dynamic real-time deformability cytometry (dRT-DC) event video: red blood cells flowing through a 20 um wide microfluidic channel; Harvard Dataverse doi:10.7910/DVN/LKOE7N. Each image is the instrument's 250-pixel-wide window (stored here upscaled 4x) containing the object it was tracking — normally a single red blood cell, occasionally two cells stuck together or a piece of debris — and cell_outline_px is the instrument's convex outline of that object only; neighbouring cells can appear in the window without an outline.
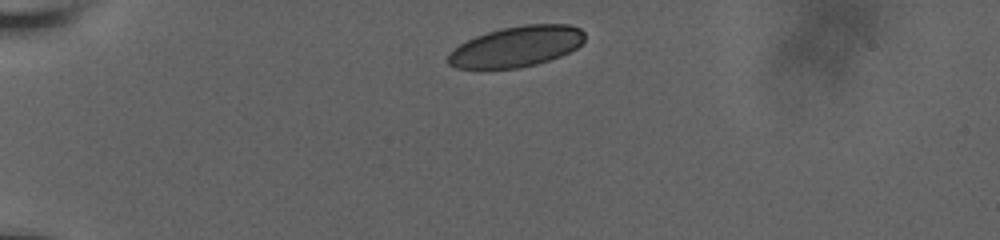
{"species": "human", "species_latin": "Homo sapiens", "temperature_condition": "room temperature", "stored_images_in_passage": 9, "camera_frame_rate_fps": 3000, "um_per_image_px": 0.085, "donor": {"sex": "male"}, "frame": {"image": 1, "passage_image": 1, "time_ms": 0.0, "image_size_px": [1000, 240], "cell_outline_px": [[584, 40], [576, 48], [560, 56], [536, 64], [520, 68], [456, 68], [448, 64], [444, 60], [460, 44], [476, 36], [488, 32], [504, 28], [524, 24], [568, 24], [580, 28], [584, 32]], "centroid_in_image_um": [43.91, 3.95], "position_along_channel_um": 41.1, "area_um2": 32.08}}
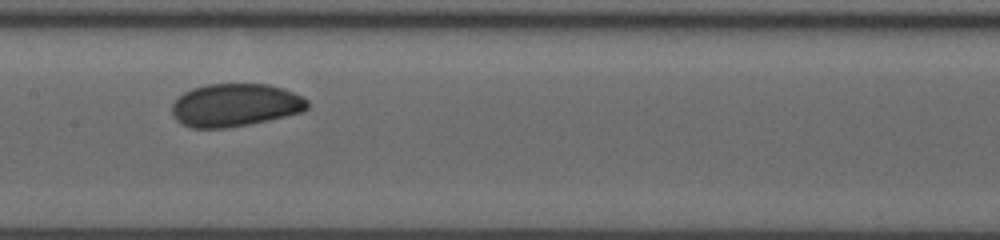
{"frame": {"image": 2, "passage_image": 6, "time_ms": 5.333, "image_size_px": [1000, 240], "cell_outline_px": [[308, 108], [304, 112], [268, 120], [248, 124], [224, 128], [192, 128], [176, 120], [172, 112], [172, 104], [184, 92], [192, 88], [208, 84], [268, 84], [284, 88], [308, 100]], "centroid_in_image_um": [20.01, 8.93], "position_along_channel_um": 187.4, "area_um2": 33.81}}
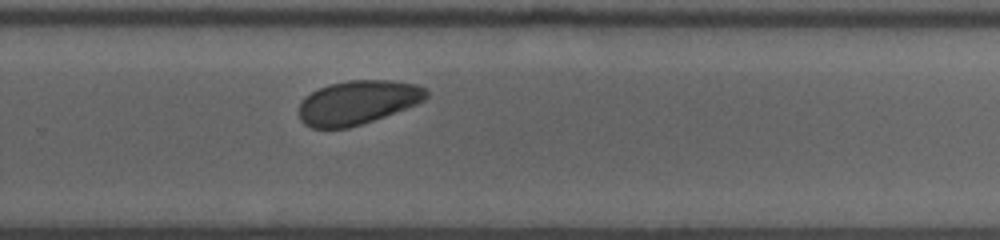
{"frame": {"image": 3, "passage_image": 9, "time_ms": 8.333, "image_size_px": [1000, 240], "cell_outline_px": [[428, 96], [424, 100], [416, 104], [384, 116], [348, 128], [312, 128], [304, 124], [300, 120], [300, 100], [304, 96], [328, 84], [348, 80], [392, 80], [416, 84], [428, 88]], "centroid_in_image_um": [30.4, 8.69], "position_along_channel_um": 299.4, "area_um2": 32.6}}